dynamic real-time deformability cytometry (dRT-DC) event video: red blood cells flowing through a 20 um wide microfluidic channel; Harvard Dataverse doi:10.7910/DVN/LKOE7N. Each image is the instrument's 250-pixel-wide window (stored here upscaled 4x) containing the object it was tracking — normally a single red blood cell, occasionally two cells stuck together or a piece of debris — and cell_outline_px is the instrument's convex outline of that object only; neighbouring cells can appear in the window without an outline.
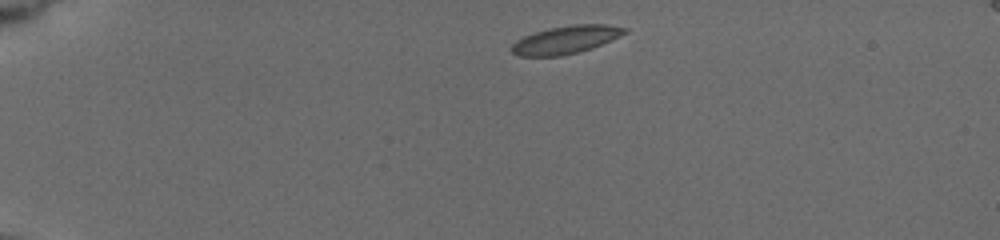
{"species": "common noctule bat (a hibernating species)", "species_latin": "Nyctalus noctula", "temperature_condition": "cold", "stored_images_in_passage": 9, "camera_frame_rate_fps": 3000, "um_per_image_px": 0.085, "animal": {"sex": "female", "body_mass_g": 19.5, "forearm_length_mm": 54.1}, "frame": {"image": 1, "passage_image": 1, "time_ms": 0.0, "image_size_px": [1000, 240], "cell_outline_px": [[628, 32], [592, 48], [560, 56], [520, 56], [512, 52], [512, 44], [516, 40], [524, 36], [548, 28], [572, 24], [604, 24], [628, 28]], "centroid_in_image_um": [48.1, 3.37], "position_along_channel_um": 36.9, "area_um2": 18.21}}
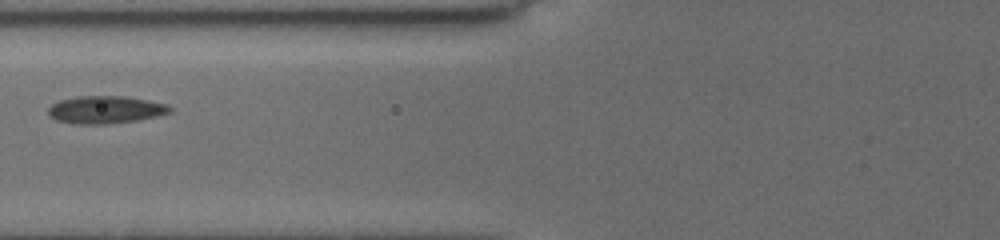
{"frame": {"image": 2, "passage_image": 8, "time_ms": 4.0, "image_size_px": [1000, 240], "cell_outline_px": [[172, 112], [156, 116], [136, 120], [104, 124], [80, 124], [56, 120], [48, 112], [48, 108], [52, 104], [60, 100], [76, 96], [124, 96], [168, 104], [172, 108]], "centroid_in_image_um": [8.98, 9.31], "position_along_channel_um": 116.8, "area_um2": 19.36}}
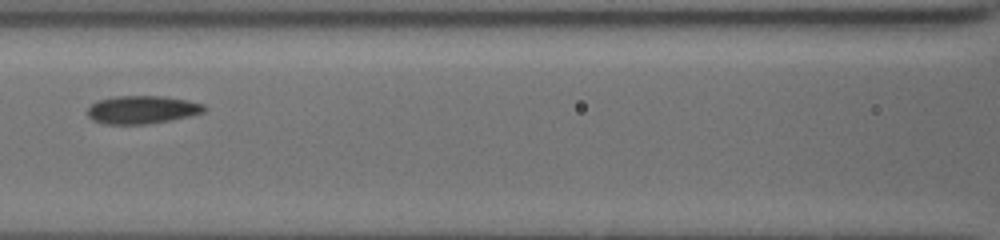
{"frame": {"image": 3, "passage_image": 9, "time_ms": 5.0, "image_size_px": [1000, 240], "cell_outline_px": [[204, 112], [168, 120], [144, 124], [108, 124], [92, 120], [88, 116], [88, 108], [96, 100], [112, 96], [164, 96], [188, 100], [204, 104]], "centroid_in_image_um": [12.03, 9.31], "position_along_channel_um": 154.6, "area_um2": 18.9}}